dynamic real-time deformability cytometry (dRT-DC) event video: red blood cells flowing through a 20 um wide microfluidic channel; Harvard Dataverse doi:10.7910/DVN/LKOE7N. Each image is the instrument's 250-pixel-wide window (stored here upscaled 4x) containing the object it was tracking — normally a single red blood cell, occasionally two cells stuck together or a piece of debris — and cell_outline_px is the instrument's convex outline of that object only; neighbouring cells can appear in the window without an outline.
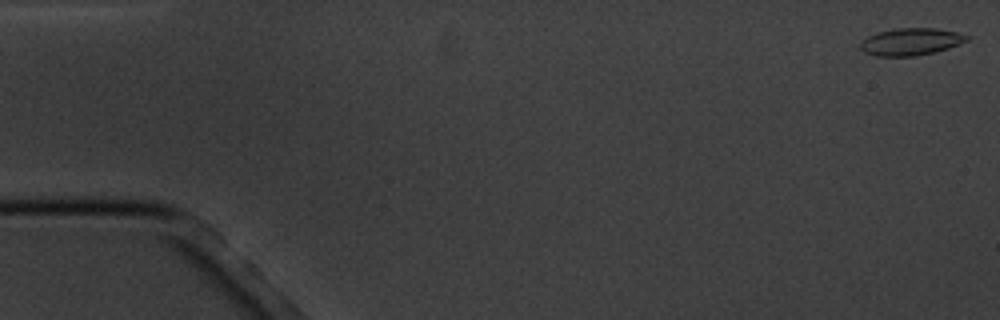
{"species": "common noctule bat (a hibernating species)", "species_latin": "Nyctalus noctula", "temperature_condition": "cold", "stored_images_in_passage": 5, "camera_frame_rate_fps": 3000, "um_per_image_px": 0.085, "animal": {"sex": "male", "body_mass_g": 20.1, "forearm_length_mm": 53.5}, "frame": {"image": 1, "passage_image": 1, "time_ms": 0.0, "image_size_px": [1000, 320], "cell_outline_px": [[972, 36], [968, 40], [960, 44], [936, 52], [916, 56], [876, 56], [864, 52], [860, 48], [860, 44], [868, 36], [876, 32], [892, 28], [936, 28], [956, 32]], "centroid_in_image_um": [77.44, 3.54], "position_along_channel_um": 7.6, "area_um2": 17.05}}
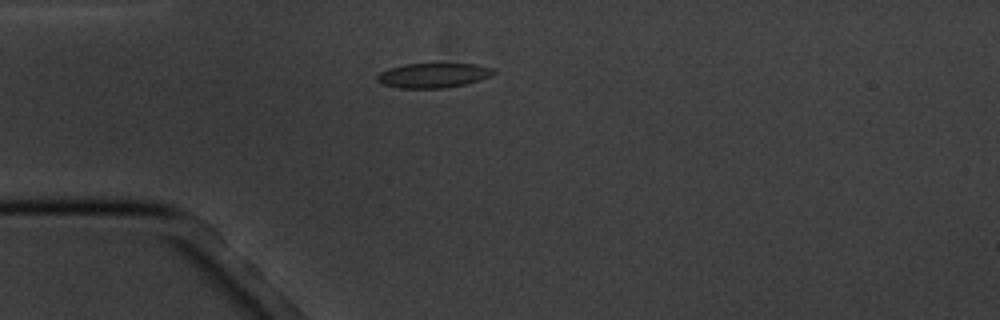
{"frame": {"image": 2, "passage_image": 5, "time_ms": 4.667, "image_size_px": [1000, 320], "cell_outline_px": [[496, 72], [492, 76], [480, 80], [464, 84], [444, 88], [400, 88], [380, 84], [376, 80], [376, 76], [380, 72], [388, 68], [404, 64], [476, 64], [492, 68]], "centroid_in_image_um": [36.8, 6.41], "position_along_channel_um": 48.2, "area_um2": 16.82}}